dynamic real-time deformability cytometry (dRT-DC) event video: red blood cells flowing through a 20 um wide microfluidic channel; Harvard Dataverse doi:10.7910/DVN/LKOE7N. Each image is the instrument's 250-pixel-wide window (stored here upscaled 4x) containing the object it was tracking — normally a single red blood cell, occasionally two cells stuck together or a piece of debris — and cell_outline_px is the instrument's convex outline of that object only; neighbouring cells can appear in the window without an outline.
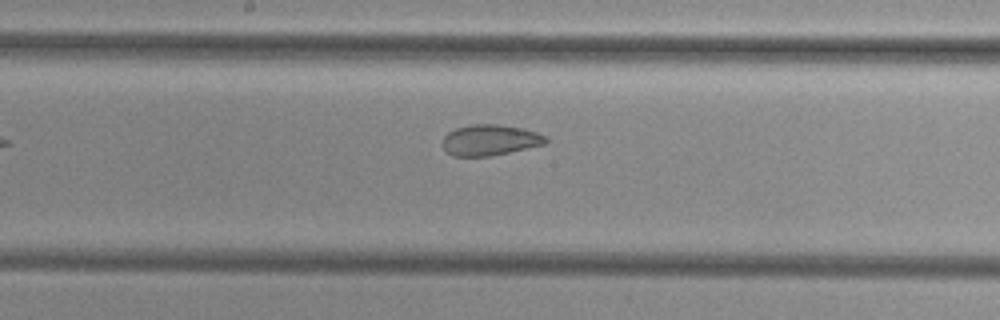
{"species": "common noctule bat (a hibernating species)", "species_latin": "Nyctalus noctula", "temperature_condition": "cold", "stored_images_in_passage": 8, "camera_frame_rate_fps": 3000, "um_per_image_px": 0.085, "animal": {"sex": "female", "body_mass_g": 29.2, "forearm_length_mm": 56.3}, "frame": {"image": 1, "passage_image": 8, "time_ms": 9.333, "image_size_px": [1000, 320], "cell_outline_px": [[548, 140], [544, 144], [508, 152], [488, 156], [452, 156], [440, 144], [440, 140], [448, 132], [456, 128], [468, 124], [496, 124], [520, 128], [536, 132], [548, 136]], "centroid_in_image_um": [41.59, 11.9], "position_along_channel_um": 206.6, "area_um2": 18.55}}